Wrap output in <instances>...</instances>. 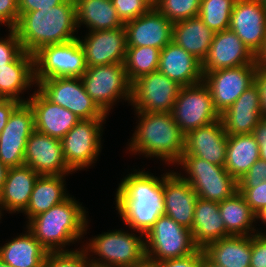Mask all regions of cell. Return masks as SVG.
Masks as SVG:
<instances>
[{
    "label": "cell",
    "instance_id": "cell-45",
    "mask_svg": "<svg viewBox=\"0 0 266 267\" xmlns=\"http://www.w3.org/2000/svg\"><path fill=\"white\" fill-rule=\"evenodd\" d=\"M19 19L18 0H0V25L14 29Z\"/></svg>",
    "mask_w": 266,
    "mask_h": 267
},
{
    "label": "cell",
    "instance_id": "cell-15",
    "mask_svg": "<svg viewBox=\"0 0 266 267\" xmlns=\"http://www.w3.org/2000/svg\"><path fill=\"white\" fill-rule=\"evenodd\" d=\"M35 130L34 111L28 102L11 113L0 134V161L8 168L24 165L28 137Z\"/></svg>",
    "mask_w": 266,
    "mask_h": 267
},
{
    "label": "cell",
    "instance_id": "cell-40",
    "mask_svg": "<svg viewBox=\"0 0 266 267\" xmlns=\"http://www.w3.org/2000/svg\"><path fill=\"white\" fill-rule=\"evenodd\" d=\"M118 17L123 23L133 20L145 13L151 7L143 0H111Z\"/></svg>",
    "mask_w": 266,
    "mask_h": 267
},
{
    "label": "cell",
    "instance_id": "cell-20",
    "mask_svg": "<svg viewBox=\"0 0 266 267\" xmlns=\"http://www.w3.org/2000/svg\"><path fill=\"white\" fill-rule=\"evenodd\" d=\"M256 62V56L231 30L214 34L207 56L202 62L203 72H213Z\"/></svg>",
    "mask_w": 266,
    "mask_h": 267
},
{
    "label": "cell",
    "instance_id": "cell-2",
    "mask_svg": "<svg viewBox=\"0 0 266 267\" xmlns=\"http://www.w3.org/2000/svg\"><path fill=\"white\" fill-rule=\"evenodd\" d=\"M77 29L73 0H64L57 6L19 15L14 28L23 50L32 55L43 46L77 39Z\"/></svg>",
    "mask_w": 266,
    "mask_h": 267
},
{
    "label": "cell",
    "instance_id": "cell-35",
    "mask_svg": "<svg viewBox=\"0 0 266 267\" xmlns=\"http://www.w3.org/2000/svg\"><path fill=\"white\" fill-rule=\"evenodd\" d=\"M220 215L225 223L229 235L246 236L256 235L258 230L254 227L256 214L238 191L233 196L219 202Z\"/></svg>",
    "mask_w": 266,
    "mask_h": 267
},
{
    "label": "cell",
    "instance_id": "cell-50",
    "mask_svg": "<svg viewBox=\"0 0 266 267\" xmlns=\"http://www.w3.org/2000/svg\"><path fill=\"white\" fill-rule=\"evenodd\" d=\"M19 104L20 102L14 99H4L0 103V134L6 126L11 113Z\"/></svg>",
    "mask_w": 266,
    "mask_h": 267
},
{
    "label": "cell",
    "instance_id": "cell-46",
    "mask_svg": "<svg viewBox=\"0 0 266 267\" xmlns=\"http://www.w3.org/2000/svg\"><path fill=\"white\" fill-rule=\"evenodd\" d=\"M202 249L181 258L166 259L158 262L159 267H201Z\"/></svg>",
    "mask_w": 266,
    "mask_h": 267
},
{
    "label": "cell",
    "instance_id": "cell-3",
    "mask_svg": "<svg viewBox=\"0 0 266 267\" xmlns=\"http://www.w3.org/2000/svg\"><path fill=\"white\" fill-rule=\"evenodd\" d=\"M86 209L71 195L30 219L26 228L48 252H69L66 245L76 243L87 233Z\"/></svg>",
    "mask_w": 266,
    "mask_h": 267
},
{
    "label": "cell",
    "instance_id": "cell-54",
    "mask_svg": "<svg viewBox=\"0 0 266 267\" xmlns=\"http://www.w3.org/2000/svg\"><path fill=\"white\" fill-rule=\"evenodd\" d=\"M201 267H220L219 265L213 263L205 254L202 249V262Z\"/></svg>",
    "mask_w": 266,
    "mask_h": 267
},
{
    "label": "cell",
    "instance_id": "cell-16",
    "mask_svg": "<svg viewBox=\"0 0 266 267\" xmlns=\"http://www.w3.org/2000/svg\"><path fill=\"white\" fill-rule=\"evenodd\" d=\"M229 29L256 56L266 36V8L259 0H236Z\"/></svg>",
    "mask_w": 266,
    "mask_h": 267
},
{
    "label": "cell",
    "instance_id": "cell-13",
    "mask_svg": "<svg viewBox=\"0 0 266 267\" xmlns=\"http://www.w3.org/2000/svg\"><path fill=\"white\" fill-rule=\"evenodd\" d=\"M181 86L159 70L144 75L131 85V106L134 111L172 112Z\"/></svg>",
    "mask_w": 266,
    "mask_h": 267
},
{
    "label": "cell",
    "instance_id": "cell-18",
    "mask_svg": "<svg viewBox=\"0 0 266 267\" xmlns=\"http://www.w3.org/2000/svg\"><path fill=\"white\" fill-rule=\"evenodd\" d=\"M83 38L78 36L87 67L124 63L127 50L125 27L88 32Z\"/></svg>",
    "mask_w": 266,
    "mask_h": 267
},
{
    "label": "cell",
    "instance_id": "cell-4",
    "mask_svg": "<svg viewBox=\"0 0 266 267\" xmlns=\"http://www.w3.org/2000/svg\"><path fill=\"white\" fill-rule=\"evenodd\" d=\"M138 125L128 144L129 152L160 158L166 164H176L184 153L185 134L171 112H135Z\"/></svg>",
    "mask_w": 266,
    "mask_h": 267
},
{
    "label": "cell",
    "instance_id": "cell-43",
    "mask_svg": "<svg viewBox=\"0 0 266 267\" xmlns=\"http://www.w3.org/2000/svg\"><path fill=\"white\" fill-rule=\"evenodd\" d=\"M262 181H266V161L259 158L238 181V186L239 188H255Z\"/></svg>",
    "mask_w": 266,
    "mask_h": 267
},
{
    "label": "cell",
    "instance_id": "cell-34",
    "mask_svg": "<svg viewBox=\"0 0 266 267\" xmlns=\"http://www.w3.org/2000/svg\"><path fill=\"white\" fill-rule=\"evenodd\" d=\"M259 143L252 134L228 135L225 169L237 181L260 158Z\"/></svg>",
    "mask_w": 266,
    "mask_h": 267
},
{
    "label": "cell",
    "instance_id": "cell-24",
    "mask_svg": "<svg viewBox=\"0 0 266 267\" xmlns=\"http://www.w3.org/2000/svg\"><path fill=\"white\" fill-rule=\"evenodd\" d=\"M262 117L260 93L255 83L220 115L228 135L252 134Z\"/></svg>",
    "mask_w": 266,
    "mask_h": 267
},
{
    "label": "cell",
    "instance_id": "cell-44",
    "mask_svg": "<svg viewBox=\"0 0 266 267\" xmlns=\"http://www.w3.org/2000/svg\"><path fill=\"white\" fill-rule=\"evenodd\" d=\"M250 267H266V233L258 231L252 235Z\"/></svg>",
    "mask_w": 266,
    "mask_h": 267
},
{
    "label": "cell",
    "instance_id": "cell-58",
    "mask_svg": "<svg viewBox=\"0 0 266 267\" xmlns=\"http://www.w3.org/2000/svg\"><path fill=\"white\" fill-rule=\"evenodd\" d=\"M259 1L266 8V0H259Z\"/></svg>",
    "mask_w": 266,
    "mask_h": 267
},
{
    "label": "cell",
    "instance_id": "cell-12",
    "mask_svg": "<svg viewBox=\"0 0 266 267\" xmlns=\"http://www.w3.org/2000/svg\"><path fill=\"white\" fill-rule=\"evenodd\" d=\"M35 86L52 103L70 110L80 119H106L107 115L86 93L81 78H51Z\"/></svg>",
    "mask_w": 266,
    "mask_h": 267
},
{
    "label": "cell",
    "instance_id": "cell-51",
    "mask_svg": "<svg viewBox=\"0 0 266 267\" xmlns=\"http://www.w3.org/2000/svg\"><path fill=\"white\" fill-rule=\"evenodd\" d=\"M257 66L266 69V36L262 49L256 55Z\"/></svg>",
    "mask_w": 266,
    "mask_h": 267
},
{
    "label": "cell",
    "instance_id": "cell-5",
    "mask_svg": "<svg viewBox=\"0 0 266 267\" xmlns=\"http://www.w3.org/2000/svg\"><path fill=\"white\" fill-rule=\"evenodd\" d=\"M136 235L115 229L89 239L83 249L92 258L98 255L89 257L92 267H128L146 256L144 234Z\"/></svg>",
    "mask_w": 266,
    "mask_h": 267
},
{
    "label": "cell",
    "instance_id": "cell-26",
    "mask_svg": "<svg viewBox=\"0 0 266 267\" xmlns=\"http://www.w3.org/2000/svg\"><path fill=\"white\" fill-rule=\"evenodd\" d=\"M39 176L25 164L9 168L0 193L2 209L9 213H23L29 204L31 193Z\"/></svg>",
    "mask_w": 266,
    "mask_h": 267
},
{
    "label": "cell",
    "instance_id": "cell-41",
    "mask_svg": "<svg viewBox=\"0 0 266 267\" xmlns=\"http://www.w3.org/2000/svg\"><path fill=\"white\" fill-rule=\"evenodd\" d=\"M6 38H0V66L14 61L24 50L14 29H9Z\"/></svg>",
    "mask_w": 266,
    "mask_h": 267
},
{
    "label": "cell",
    "instance_id": "cell-55",
    "mask_svg": "<svg viewBox=\"0 0 266 267\" xmlns=\"http://www.w3.org/2000/svg\"><path fill=\"white\" fill-rule=\"evenodd\" d=\"M256 220H261L262 224H266V208L261 210L257 215H256ZM266 226V225H265ZM266 232V231H265Z\"/></svg>",
    "mask_w": 266,
    "mask_h": 267
},
{
    "label": "cell",
    "instance_id": "cell-53",
    "mask_svg": "<svg viewBox=\"0 0 266 267\" xmlns=\"http://www.w3.org/2000/svg\"><path fill=\"white\" fill-rule=\"evenodd\" d=\"M9 168L0 161V193L2 191Z\"/></svg>",
    "mask_w": 266,
    "mask_h": 267
},
{
    "label": "cell",
    "instance_id": "cell-25",
    "mask_svg": "<svg viewBox=\"0 0 266 267\" xmlns=\"http://www.w3.org/2000/svg\"><path fill=\"white\" fill-rule=\"evenodd\" d=\"M158 70L181 87L203 82L202 62L173 41L160 50Z\"/></svg>",
    "mask_w": 266,
    "mask_h": 267
},
{
    "label": "cell",
    "instance_id": "cell-8",
    "mask_svg": "<svg viewBox=\"0 0 266 267\" xmlns=\"http://www.w3.org/2000/svg\"><path fill=\"white\" fill-rule=\"evenodd\" d=\"M81 79L86 93L106 115L119 99L131 102L132 84L127 78L124 64L87 67Z\"/></svg>",
    "mask_w": 266,
    "mask_h": 267
},
{
    "label": "cell",
    "instance_id": "cell-21",
    "mask_svg": "<svg viewBox=\"0 0 266 267\" xmlns=\"http://www.w3.org/2000/svg\"><path fill=\"white\" fill-rule=\"evenodd\" d=\"M228 134L221 119L198 127L185 135L182 156H195L225 167Z\"/></svg>",
    "mask_w": 266,
    "mask_h": 267
},
{
    "label": "cell",
    "instance_id": "cell-19",
    "mask_svg": "<svg viewBox=\"0 0 266 267\" xmlns=\"http://www.w3.org/2000/svg\"><path fill=\"white\" fill-rule=\"evenodd\" d=\"M127 47H154L162 50L172 41L173 23L156 8L124 23Z\"/></svg>",
    "mask_w": 266,
    "mask_h": 267
},
{
    "label": "cell",
    "instance_id": "cell-37",
    "mask_svg": "<svg viewBox=\"0 0 266 267\" xmlns=\"http://www.w3.org/2000/svg\"><path fill=\"white\" fill-rule=\"evenodd\" d=\"M236 0H201L198 16L214 33L229 29Z\"/></svg>",
    "mask_w": 266,
    "mask_h": 267
},
{
    "label": "cell",
    "instance_id": "cell-31",
    "mask_svg": "<svg viewBox=\"0 0 266 267\" xmlns=\"http://www.w3.org/2000/svg\"><path fill=\"white\" fill-rule=\"evenodd\" d=\"M26 231L0 246V259L11 267H42L48 251Z\"/></svg>",
    "mask_w": 266,
    "mask_h": 267
},
{
    "label": "cell",
    "instance_id": "cell-14",
    "mask_svg": "<svg viewBox=\"0 0 266 267\" xmlns=\"http://www.w3.org/2000/svg\"><path fill=\"white\" fill-rule=\"evenodd\" d=\"M257 63L213 72H203V83L209 88L214 107L221 115L255 82Z\"/></svg>",
    "mask_w": 266,
    "mask_h": 267
},
{
    "label": "cell",
    "instance_id": "cell-39",
    "mask_svg": "<svg viewBox=\"0 0 266 267\" xmlns=\"http://www.w3.org/2000/svg\"><path fill=\"white\" fill-rule=\"evenodd\" d=\"M81 249L69 252H48L42 267H92L87 252Z\"/></svg>",
    "mask_w": 266,
    "mask_h": 267
},
{
    "label": "cell",
    "instance_id": "cell-7",
    "mask_svg": "<svg viewBox=\"0 0 266 267\" xmlns=\"http://www.w3.org/2000/svg\"><path fill=\"white\" fill-rule=\"evenodd\" d=\"M35 82L51 78H81L87 70L78 40L43 46L34 54Z\"/></svg>",
    "mask_w": 266,
    "mask_h": 267
},
{
    "label": "cell",
    "instance_id": "cell-28",
    "mask_svg": "<svg viewBox=\"0 0 266 267\" xmlns=\"http://www.w3.org/2000/svg\"><path fill=\"white\" fill-rule=\"evenodd\" d=\"M191 232L199 249L230 236L220 215L219 202L197 198Z\"/></svg>",
    "mask_w": 266,
    "mask_h": 267
},
{
    "label": "cell",
    "instance_id": "cell-48",
    "mask_svg": "<svg viewBox=\"0 0 266 267\" xmlns=\"http://www.w3.org/2000/svg\"><path fill=\"white\" fill-rule=\"evenodd\" d=\"M252 135L259 143L260 159L266 161V118L262 117L255 126Z\"/></svg>",
    "mask_w": 266,
    "mask_h": 267
},
{
    "label": "cell",
    "instance_id": "cell-32",
    "mask_svg": "<svg viewBox=\"0 0 266 267\" xmlns=\"http://www.w3.org/2000/svg\"><path fill=\"white\" fill-rule=\"evenodd\" d=\"M66 175H40L34 185L25 211L28 221L63 202L70 195L66 193ZM65 183V184H64Z\"/></svg>",
    "mask_w": 266,
    "mask_h": 267
},
{
    "label": "cell",
    "instance_id": "cell-22",
    "mask_svg": "<svg viewBox=\"0 0 266 267\" xmlns=\"http://www.w3.org/2000/svg\"><path fill=\"white\" fill-rule=\"evenodd\" d=\"M197 194L181 173L170 171L164 173L165 215L179 225L192 229Z\"/></svg>",
    "mask_w": 266,
    "mask_h": 267
},
{
    "label": "cell",
    "instance_id": "cell-33",
    "mask_svg": "<svg viewBox=\"0 0 266 267\" xmlns=\"http://www.w3.org/2000/svg\"><path fill=\"white\" fill-rule=\"evenodd\" d=\"M77 28L86 25L89 31L109 30L124 27L111 0H73Z\"/></svg>",
    "mask_w": 266,
    "mask_h": 267
},
{
    "label": "cell",
    "instance_id": "cell-56",
    "mask_svg": "<svg viewBox=\"0 0 266 267\" xmlns=\"http://www.w3.org/2000/svg\"><path fill=\"white\" fill-rule=\"evenodd\" d=\"M145 1L151 8H156L159 0H143Z\"/></svg>",
    "mask_w": 266,
    "mask_h": 267
},
{
    "label": "cell",
    "instance_id": "cell-11",
    "mask_svg": "<svg viewBox=\"0 0 266 267\" xmlns=\"http://www.w3.org/2000/svg\"><path fill=\"white\" fill-rule=\"evenodd\" d=\"M171 113L185 135L220 119L211 92L203 82L181 87Z\"/></svg>",
    "mask_w": 266,
    "mask_h": 267
},
{
    "label": "cell",
    "instance_id": "cell-23",
    "mask_svg": "<svg viewBox=\"0 0 266 267\" xmlns=\"http://www.w3.org/2000/svg\"><path fill=\"white\" fill-rule=\"evenodd\" d=\"M34 111L35 130L61 140L80 118L49 101L38 89L27 98Z\"/></svg>",
    "mask_w": 266,
    "mask_h": 267
},
{
    "label": "cell",
    "instance_id": "cell-17",
    "mask_svg": "<svg viewBox=\"0 0 266 267\" xmlns=\"http://www.w3.org/2000/svg\"><path fill=\"white\" fill-rule=\"evenodd\" d=\"M24 164L39 175H67L72 172L65 162L61 140L37 130L28 137Z\"/></svg>",
    "mask_w": 266,
    "mask_h": 267
},
{
    "label": "cell",
    "instance_id": "cell-47",
    "mask_svg": "<svg viewBox=\"0 0 266 267\" xmlns=\"http://www.w3.org/2000/svg\"><path fill=\"white\" fill-rule=\"evenodd\" d=\"M64 0H18L19 15L61 4Z\"/></svg>",
    "mask_w": 266,
    "mask_h": 267
},
{
    "label": "cell",
    "instance_id": "cell-52",
    "mask_svg": "<svg viewBox=\"0 0 266 267\" xmlns=\"http://www.w3.org/2000/svg\"><path fill=\"white\" fill-rule=\"evenodd\" d=\"M128 267H159V264L158 262L145 256L141 261L134 263Z\"/></svg>",
    "mask_w": 266,
    "mask_h": 267
},
{
    "label": "cell",
    "instance_id": "cell-60",
    "mask_svg": "<svg viewBox=\"0 0 266 267\" xmlns=\"http://www.w3.org/2000/svg\"><path fill=\"white\" fill-rule=\"evenodd\" d=\"M4 100V98L0 95V103Z\"/></svg>",
    "mask_w": 266,
    "mask_h": 267
},
{
    "label": "cell",
    "instance_id": "cell-59",
    "mask_svg": "<svg viewBox=\"0 0 266 267\" xmlns=\"http://www.w3.org/2000/svg\"><path fill=\"white\" fill-rule=\"evenodd\" d=\"M2 210H3V209H2L1 204H0V220H1V218H2L1 216H3V215H2Z\"/></svg>",
    "mask_w": 266,
    "mask_h": 267
},
{
    "label": "cell",
    "instance_id": "cell-29",
    "mask_svg": "<svg viewBox=\"0 0 266 267\" xmlns=\"http://www.w3.org/2000/svg\"><path fill=\"white\" fill-rule=\"evenodd\" d=\"M203 251L220 267H250L252 235H230L209 243Z\"/></svg>",
    "mask_w": 266,
    "mask_h": 267
},
{
    "label": "cell",
    "instance_id": "cell-49",
    "mask_svg": "<svg viewBox=\"0 0 266 267\" xmlns=\"http://www.w3.org/2000/svg\"><path fill=\"white\" fill-rule=\"evenodd\" d=\"M254 83L258 86L260 93L262 116L266 118V69L257 67Z\"/></svg>",
    "mask_w": 266,
    "mask_h": 267
},
{
    "label": "cell",
    "instance_id": "cell-9",
    "mask_svg": "<svg viewBox=\"0 0 266 267\" xmlns=\"http://www.w3.org/2000/svg\"><path fill=\"white\" fill-rule=\"evenodd\" d=\"M146 257L160 262L166 259L181 258L195 253L191 230L179 225L166 215H161L144 234Z\"/></svg>",
    "mask_w": 266,
    "mask_h": 267
},
{
    "label": "cell",
    "instance_id": "cell-6",
    "mask_svg": "<svg viewBox=\"0 0 266 267\" xmlns=\"http://www.w3.org/2000/svg\"><path fill=\"white\" fill-rule=\"evenodd\" d=\"M176 164L183 167L188 176L181 177L189 182L199 198L222 202L239 191L238 181L223 166L195 156H181Z\"/></svg>",
    "mask_w": 266,
    "mask_h": 267
},
{
    "label": "cell",
    "instance_id": "cell-30",
    "mask_svg": "<svg viewBox=\"0 0 266 267\" xmlns=\"http://www.w3.org/2000/svg\"><path fill=\"white\" fill-rule=\"evenodd\" d=\"M199 16L173 23L172 41L203 62L214 38Z\"/></svg>",
    "mask_w": 266,
    "mask_h": 267
},
{
    "label": "cell",
    "instance_id": "cell-1",
    "mask_svg": "<svg viewBox=\"0 0 266 267\" xmlns=\"http://www.w3.org/2000/svg\"><path fill=\"white\" fill-rule=\"evenodd\" d=\"M133 171L118 185L116 210L132 232L145 234L161 215H165L164 173L158 178L140 169Z\"/></svg>",
    "mask_w": 266,
    "mask_h": 267
},
{
    "label": "cell",
    "instance_id": "cell-42",
    "mask_svg": "<svg viewBox=\"0 0 266 267\" xmlns=\"http://www.w3.org/2000/svg\"><path fill=\"white\" fill-rule=\"evenodd\" d=\"M239 192L256 215L266 208V181L255 188H239Z\"/></svg>",
    "mask_w": 266,
    "mask_h": 267
},
{
    "label": "cell",
    "instance_id": "cell-36",
    "mask_svg": "<svg viewBox=\"0 0 266 267\" xmlns=\"http://www.w3.org/2000/svg\"><path fill=\"white\" fill-rule=\"evenodd\" d=\"M160 49L154 47H127L124 67L132 84L140 77L158 70Z\"/></svg>",
    "mask_w": 266,
    "mask_h": 267
},
{
    "label": "cell",
    "instance_id": "cell-57",
    "mask_svg": "<svg viewBox=\"0 0 266 267\" xmlns=\"http://www.w3.org/2000/svg\"><path fill=\"white\" fill-rule=\"evenodd\" d=\"M0 267H11V266L0 259Z\"/></svg>",
    "mask_w": 266,
    "mask_h": 267
},
{
    "label": "cell",
    "instance_id": "cell-27",
    "mask_svg": "<svg viewBox=\"0 0 266 267\" xmlns=\"http://www.w3.org/2000/svg\"><path fill=\"white\" fill-rule=\"evenodd\" d=\"M34 84H36L34 55L23 51L11 63L0 66V95L4 99L27 102L28 100L22 99L20 94L22 95Z\"/></svg>",
    "mask_w": 266,
    "mask_h": 267
},
{
    "label": "cell",
    "instance_id": "cell-38",
    "mask_svg": "<svg viewBox=\"0 0 266 267\" xmlns=\"http://www.w3.org/2000/svg\"><path fill=\"white\" fill-rule=\"evenodd\" d=\"M200 4L201 0H159L156 9L175 23L198 16Z\"/></svg>",
    "mask_w": 266,
    "mask_h": 267
},
{
    "label": "cell",
    "instance_id": "cell-10",
    "mask_svg": "<svg viewBox=\"0 0 266 267\" xmlns=\"http://www.w3.org/2000/svg\"><path fill=\"white\" fill-rule=\"evenodd\" d=\"M105 119H80L61 139L65 162L72 172L96 163L101 152Z\"/></svg>",
    "mask_w": 266,
    "mask_h": 267
}]
</instances>
